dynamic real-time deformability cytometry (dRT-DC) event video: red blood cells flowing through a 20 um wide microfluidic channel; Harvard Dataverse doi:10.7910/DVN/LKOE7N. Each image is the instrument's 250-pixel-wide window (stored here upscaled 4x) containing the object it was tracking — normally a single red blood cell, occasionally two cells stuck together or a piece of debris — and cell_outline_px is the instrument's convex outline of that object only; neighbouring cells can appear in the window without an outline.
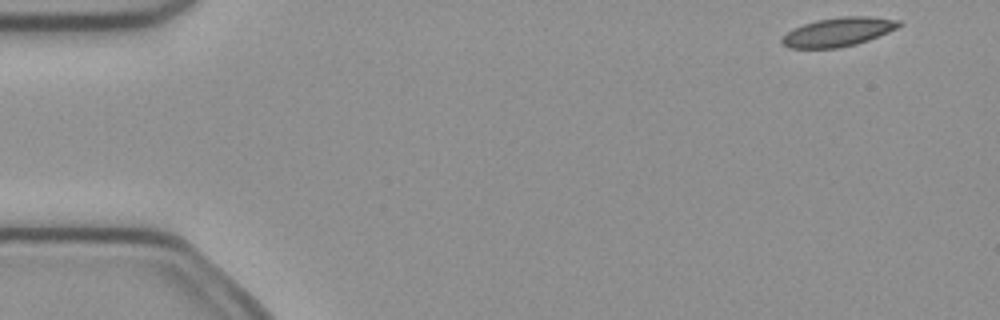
{"species": "common noctule bat (a hibernating species)", "species_latin": "Nyctalus noctula", "temperature_condition": "cold", "stored_images_in_passage": 4, "camera_frame_rate_fps": 3000, "um_per_image_px": 0.085, "animal": {"sex": "female", "body_mass_g": 21.9}, "frame": {"image": 1, "passage_image": 1, "time_ms": 0.0, "image_size_px": [1000, 320], "cell_outline_px": [[904, 24], [888, 32], [868, 40], [856, 44], [840, 48], [788, 48], [780, 40], [788, 32], [804, 24], [816, 20], [840, 16], [868, 16], [900, 20]], "centroid_in_image_um": [71.28, 2.71], "position_along_channel_um": 13.7, "area_um2": 19.59}}